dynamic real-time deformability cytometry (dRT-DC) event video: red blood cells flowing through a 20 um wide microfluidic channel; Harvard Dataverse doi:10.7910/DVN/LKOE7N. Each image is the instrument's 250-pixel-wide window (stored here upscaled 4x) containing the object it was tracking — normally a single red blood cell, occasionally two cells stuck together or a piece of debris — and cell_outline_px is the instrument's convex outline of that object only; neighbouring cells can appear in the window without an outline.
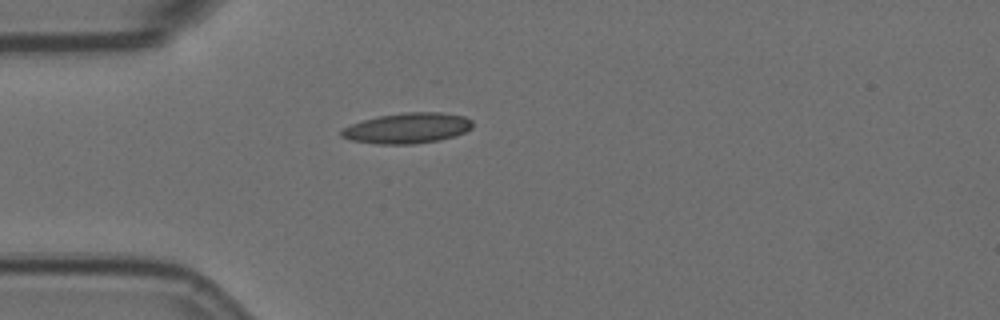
{"species": "Egyptian fruit bat (a non-hibernating species)", "species_latin": "Rousettus aegyptiacus", "temperature_condition": "room temperature", "stored_images_in_passage": 5, "camera_frame_rate_fps": 3000, "um_per_image_px": 0.085, "animal": {"sex": "female"}, "frame": {"image": 1, "passage_image": 5, "time_ms": 1.333, "image_size_px": [1000, 320], "cell_outline_px": [[472, 128], [464, 132], [452, 136], [436, 140], [412, 144], [376, 144], [348, 140], [340, 136], [340, 132], [344, 128], [352, 124], [364, 120], [380, 116], [404, 112], [440, 112], [464, 116], [472, 120]], "centroid_in_image_um": [34.6, 10.89], "position_along_channel_um": 50.4, "area_um2": 23.12}}